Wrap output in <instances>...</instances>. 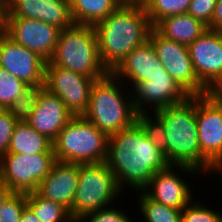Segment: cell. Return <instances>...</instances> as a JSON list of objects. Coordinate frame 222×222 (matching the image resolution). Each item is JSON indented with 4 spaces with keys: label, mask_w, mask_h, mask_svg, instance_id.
I'll return each instance as SVG.
<instances>
[{
    "label": "cell",
    "mask_w": 222,
    "mask_h": 222,
    "mask_svg": "<svg viewBox=\"0 0 222 222\" xmlns=\"http://www.w3.org/2000/svg\"><path fill=\"white\" fill-rule=\"evenodd\" d=\"M107 166L119 187L143 191L152 177L170 164L136 122L131 127L108 136Z\"/></svg>",
    "instance_id": "cell-1"
},
{
    "label": "cell",
    "mask_w": 222,
    "mask_h": 222,
    "mask_svg": "<svg viewBox=\"0 0 222 222\" xmlns=\"http://www.w3.org/2000/svg\"><path fill=\"white\" fill-rule=\"evenodd\" d=\"M101 62L113 72L124 58L148 40L152 28L144 7L119 6L94 26Z\"/></svg>",
    "instance_id": "cell-2"
},
{
    "label": "cell",
    "mask_w": 222,
    "mask_h": 222,
    "mask_svg": "<svg viewBox=\"0 0 222 222\" xmlns=\"http://www.w3.org/2000/svg\"><path fill=\"white\" fill-rule=\"evenodd\" d=\"M151 112L163 122L169 164L189 166L203 172L209 161L202 155L199 147L196 96H189L183 102Z\"/></svg>",
    "instance_id": "cell-3"
},
{
    "label": "cell",
    "mask_w": 222,
    "mask_h": 222,
    "mask_svg": "<svg viewBox=\"0 0 222 222\" xmlns=\"http://www.w3.org/2000/svg\"><path fill=\"white\" fill-rule=\"evenodd\" d=\"M126 84L127 81L123 83L109 72L92 85L89 105L82 116L107 136L137 122L138 112L133 105L131 90L122 89Z\"/></svg>",
    "instance_id": "cell-4"
},
{
    "label": "cell",
    "mask_w": 222,
    "mask_h": 222,
    "mask_svg": "<svg viewBox=\"0 0 222 222\" xmlns=\"http://www.w3.org/2000/svg\"><path fill=\"white\" fill-rule=\"evenodd\" d=\"M46 63H52L92 79L109 72L103 66L93 26L73 23L60 31L54 52Z\"/></svg>",
    "instance_id": "cell-5"
},
{
    "label": "cell",
    "mask_w": 222,
    "mask_h": 222,
    "mask_svg": "<svg viewBox=\"0 0 222 222\" xmlns=\"http://www.w3.org/2000/svg\"><path fill=\"white\" fill-rule=\"evenodd\" d=\"M108 136L83 116H74L53 141L58 162L89 164L105 162Z\"/></svg>",
    "instance_id": "cell-6"
},
{
    "label": "cell",
    "mask_w": 222,
    "mask_h": 222,
    "mask_svg": "<svg viewBox=\"0 0 222 222\" xmlns=\"http://www.w3.org/2000/svg\"><path fill=\"white\" fill-rule=\"evenodd\" d=\"M121 192L124 191L106 162L79 164V183L71 207L72 220L78 222L85 214L113 205Z\"/></svg>",
    "instance_id": "cell-7"
},
{
    "label": "cell",
    "mask_w": 222,
    "mask_h": 222,
    "mask_svg": "<svg viewBox=\"0 0 222 222\" xmlns=\"http://www.w3.org/2000/svg\"><path fill=\"white\" fill-rule=\"evenodd\" d=\"M56 162L54 153H6L0 157V181L13 193L35 192Z\"/></svg>",
    "instance_id": "cell-8"
},
{
    "label": "cell",
    "mask_w": 222,
    "mask_h": 222,
    "mask_svg": "<svg viewBox=\"0 0 222 222\" xmlns=\"http://www.w3.org/2000/svg\"><path fill=\"white\" fill-rule=\"evenodd\" d=\"M148 39L166 71L189 96L205 95L206 88L194 72L186 45L165 38L154 27L150 29Z\"/></svg>",
    "instance_id": "cell-9"
},
{
    "label": "cell",
    "mask_w": 222,
    "mask_h": 222,
    "mask_svg": "<svg viewBox=\"0 0 222 222\" xmlns=\"http://www.w3.org/2000/svg\"><path fill=\"white\" fill-rule=\"evenodd\" d=\"M95 81L72 70L46 63L44 88L57 95L73 116H82L86 112Z\"/></svg>",
    "instance_id": "cell-10"
},
{
    "label": "cell",
    "mask_w": 222,
    "mask_h": 222,
    "mask_svg": "<svg viewBox=\"0 0 222 222\" xmlns=\"http://www.w3.org/2000/svg\"><path fill=\"white\" fill-rule=\"evenodd\" d=\"M61 29L32 18L6 17V34L46 61L51 58Z\"/></svg>",
    "instance_id": "cell-11"
},
{
    "label": "cell",
    "mask_w": 222,
    "mask_h": 222,
    "mask_svg": "<svg viewBox=\"0 0 222 222\" xmlns=\"http://www.w3.org/2000/svg\"><path fill=\"white\" fill-rule=\"evenodd\" d=\"M179 167V168H177ZM176 171H175V169ZM178 169L183 173L196 177L200 174L198 170L184 165H169L166 169L156 172L143 192L152 200L175 208L183 209L191 200L193 193L191 187L183 180L178 173ZM183 170V171H182Z\"/></svg>",
    "instance_id": "cell-12"
},
{
    "label": "cell",
    "mask_w": 222,
    "mask_h": 222,
    "mask_svg": "<svg viewBox=\"0 0 222 222\" xmlns=\"http://www.w3.org/2000/svg\"><path fill=\"white\" fill-rule=\"evenodd\" d=\"M46 60L19 45L7 34L0 39V67L27 85H44Z\"/></svg>",
    "instance_id": "cell-13"
},
{
    "label": "cell",
    "mask_w": 222,
    "mask_h": 222,
    "mask_svg": "<svg viewBox=\"0 0 222 222\" xmlns=\"http://www.w3.org/2000/svg\"><path fill=\"white\" fill-rule=\"evenodd\" d=\"M132 91V101L137 112L150 111L149 108L156 111L183 102L189 97L167 71L165 75H157L151 77V80L135 83Z\"/></svg>",
    "instance_id": "cell-14"
},
{
    "label": "cell",
    "mask_w": 222,
    "mask_h": 222,
    "mask_svg": "<svg viewBox=\"0 0 222 222\" xmlns=\"http://www.w3.org/2000/svg\"><path fill=\"white\" fill-rule=\"evenodd\" d=\"M187 48L194 72L205 88L222 77V31L207 29Z\"/></svg>",
    "instance_id": "cell-15"
},
{
    "label": "cell",
    "mask_w": 222,
    "mask_h": 222,
    "mask_svg": "<svg viewBox=\"0 0 222 222\" xmlns=\"http://www.w3.org/2000/svg\"><path fill=\"white\" fill-rule=\"evenodd\" d=\"M195 115L202 155L208 161L222 156V109L200 95L196 96Z\"/></svg>",
    "instance_id": "cell-16"
},
{
    "label": "cell",
    "mask_w": 222,
    "mask_h": 222,
    "mask_svg": "<svg viewBox=\"0 0 222 222\" xmlns=\"http://www.w3.org/2000/svg\"><path fill=\"white\" fill-rule=\"evenodd\" d=\"M73 117L63 101L42 86L34 112L26 122L53 142Z\"/></svg>",
    "instance_id": "cell-17"
},
{
    "label": "cell",
    "mask_w": 222,
    "mask_h": 222,
    "mask_svg": "<svg viewBox=\"0 0 222 222\" xmlns=\"http://www.w3.org/2000/svg\"><path fill=\"white\" fill-rule=\"evenodd\" d=\"M79 183V164L56 162L39 183L36 192L65 207L71 217V207Z\"/></svg>",
    "instance_id": "cell-18"
},
{
    "label": "cell",
    "mask_w": 222,
    "mask_h": 222,
    "mask_svg": "<svg viewBox=\"0 0 222 222\" xmlns=\"http://www.w3.org/2000/svg\"><path fill=\"white\" fill-rule=\"evenodd\" d=\"M165 72V67L148 39L127 55L112 73L123 83L125 80L130 82L129 86L131 84L132 87L135 83L151 80V77L165 75Z\"/></svg>",
    "instance_id": "cell-19"
},
{
    "label": "cell",
    "mask_w": 222,
    "mask_h": 222,
    "mask_svg": "<svg viewBox=\"0 0 222 222\" xmlns=\"http://www.w3.org/2000/svg\"><path fill=\"white\" fill-rule=\"evenodd\" d=\"M154 28L165 38L186 46L208 29L205 24L188 13L165 17Z\"/></svg>",
    "instance_id": "cell-20"
},
{
    "label": "cell",
    "mask_w": 222,
    "mask_h": 222,
    "mask_svg": "<svg viewBox=\"0 0 222 222\" xmlns=\"http://www.w3.org/2000/svg\"><path fill=\"white\" fill-rule=\"evenodd\" d=\"M8 153H54L53 142L33 129L26 121H18L12 133Z\"/></svg>",
    "instance_id": "cell-21"
},
{
    "label": "cell",
    "mask_w": 222,
    "mask_h": 222,
    "mask_svg": "<svg viewBox=\"0 0 222 222\" xmlns=\"http://www.w3.org/2000/svg\"><path fill=\"white\" fill-rule=\"evenodd\" d=\"M119 6L116 0H70V13L74 23L94 26Z\"/></svg>",
    "instance_id": "cell-22"
},
{
    "label": "cell",
    "mask_w": 222,
    "mask_h": 222,
    "mask_svg": "<svg viewBox=\"0 0 222 222\" xmlns=\"http://www.w3.org/2000/svg\"><path fill=\"white\" fill-rule=\"evenodd\" d=\"M27 206L40 222H74L61 204L40 196L36 191L26 194Z\"/></svg>",
    "instance_id": "cell-23"
},
{
    "label": "cell",
    "mask_w": 222,
    "mask_h": 222,
    "mask_svg": "<svg viewBox=\"0 0 222 222\" xmlns=\"http://www.w3.org/2000/svg\"><path fill=\"white\" fill-rule=\"evenodd\" d=\"M138 193L140 213L144 222H182V209H175L150 199L143 191Z\"/></svg>",
    "instance_id": "cell-24"
},
{
    "label": "cell",
    "mask_w": 222,
    "mask_h": 222,
    "mask_svg": "<svg viewBox=\"0 0 222 222\" xmlns=\"http://www.w3.org/2000/svg\"><path fill=\"white\" fill-rule=\"evenodd\" d=\"M192 0H146L143 6L149 22L154 27L165 17L185 14Z\"/></svg>",
    "instance_id": "cell-25"
},
{
    "label": "cell",
    "mask_w": 222,
    "mask_h": 222,
    "mask_svg": "<svg viewBox=\"0 0 222 222\" xmlns=\"http://www.w3.org/2000/svg\"><path fill=\"white\" fill-rule=\"evenodd\" d=\"M40 21L61 30L71 26L74 22L70 13V0H41Z\"/></svg>",
    "instance_id": "cell-26"
},
{
    "label": "cell",
    "mask_w": 222,
    "mask_h": 222,
    "mask_svg": "<svg viewBox=\"0 0 222 222\" xmlns=\"http://www.w3.org/2000/svg\"><path fill=\"white\" fill-rule=\"evenodd\" d=\"M137 123L155 147L164 153L167 160V138L162 120L154 113L151 117L148 111L137 113Z\"/></svg>",
    "instance_id": "cell-27"
},
{
    "label": "cell",
    "mask_w": 222,
    "mask_h": 222,
    "mask_svg": "<svg viewBox=\"0 0 222 222\" xmlns=\"http://www.w3.org/2000/svg\"><path fill=\"white\" fill-rule=\"evenodd\" d=\"M44 85H27L22 94L13 101L8 111L17 121H27L34 112L40 95V89Z\"/></svg>",
    "instance_id": "cell-28"
},
{
    "label": "cell",
    "mask_w": 222,
    "mask_h": 222,
    "mask_svg": "<svg viewBox=\"0 0 222 222\" xmlns=\"http://www.w3.org/2000/svg\"><path fill=\"white\" fill-rule=\"evenodd\" d=\"M27 84L0 67V107L8 110L26 88Z\"/></svg>",
    "instance_id": "cell-29"
},
{
    "label": "cell",
    "mask_w": 222,
    "mask_h": 222,
    "mask_svg": "<svg viewBox=\"0 0 222 222\" xmlns=\"http://www.w3.org/2000/svg\"><path fill=\"white\" fill-rule=\"evenodd\" d=\"M196 202L191 200L182 209V222H222V213L205 207L198 200Z\"/></svg>",
    "instance_id": "cell-30"
},
{
    "label": "cell",
    "mask_w": 222,
    "mask_h": 222,
    "mask_svg": "<svg viewBox=\"0 0 222 222\" xmlns=\"http://www.w3.org/2000/svg\"><path fill=\"white\" fill-rule=\"evenodd\" d=\"M6 17L32 18L40 21L41 0H4Z\"/></svg>",
    "instance_id": "cell-31"
},
{
    "label": "cell",
    "mask_w": 222,
    "mask_h": 222,
    "mask_svg": "<svg viewBox=\"0 0 222 222\" xmlns=\"http://www.w3.org/2000/svg\"><path fill=\"white\" fill-rule=\"evenodd\" d=\"M26 206V194L13 193L0 211V222H20L21 214Z\"/></svg>",
    "instance_id": "cell-32"
},
{
    "label": "cell",
    "mask_w": 222,
    "mask_h": 222,
    "mask_svg": "<svg viewBox=\"0 0 222 222\" xmlns=\"http://www.w3.org/2000/svg\"><path fill=\"white\" fill-rule=\"evenodd\" d=\"M131 217L120 208L111 206L85 214L78 222H132Z\"/></svg>",
    "instance_id": "cell-33"
},
{
    "label": "cell",
    "mask_w": 222,
    "mask_h": 222,
    "mask_svg": "<svg viewBox=\"0 0 222 222\" xmlns=\"http://www.w3.org/2000/svg\"><path fill=\"white\" fill-rule=\"evenodd\" d=\"M17 122L8 110L0 112V157L8 153L12 133Z\"/></svg>",
    "instance_id": "cell-34"
},
{
    "label": "cell",
    "mask_w": 222,
    "mask_h": 222,
    "mask_svg": "<svg viewBox=\"0 0 222 222\" xmlns=\"http://www.w3.org/2000/svg\"><path fill=\"white\" fill-rule=\"evenodd\" d=\"M216 2L217 0H192L187 13L209 27Z\"/></svg>",
    "instance_id": "cell-35"
},
{
    "label": "cell",
    "mask_w": 222,
    "mask_h": 222,
    "mask_svg": "<svg viewBox=\"0 0 222 222\" xmlns=\"http://www.w3.org/2000/svg\"><path fill=\"white\" fill-rule=\"evenodd\" d=\"M205 96L222 109V77L206 88Z\"/></svg>",
    "instance_id": "cell-36"
},
{
    "label": "cell",
    "mask_w": 222,
    "mask_h": 222,
    "mask_svg": "<svg viewBox=\"0 0 222 222\" xmlns=\"http://www.w3.org/2000/svg\"><path fill=\"white\" fill-rule=\"evenodd\" d=\"M208 29L222 31V0H217Z\"/></svg>",
    "instance_id": "cell-37"
},
{
    "label": "cell",
    "mask_w": 222,
    "mask_h": 222,
    "mask_svg": "<svg viewBox=\"0 0 222 222\" xmlns=\"http://www.w3.org/2000/svg\"><path fill=\"white\" fill-rule=\"evenodd\" d=\"M215 172L216 174H219L218 176L221 177V182H222V156L219 157H215L213 159H211L208 162L207 167L205 168V170L203 171L204 174H208L209 172Z\"/></svg>",
    "instance_id": "cell-38"
},
{
    "label": "cell",
    "mask_w": 222,
    "mask_h": 222,
    "mask_svg": "<svg viewBox=\"0 0 222 222\" xmlns=\"http://www.w3.org/2000/svg\"><path fill=\"white\" fill-rule=\"evenodd\" d=\"M6 34V6L5 1L0 0V39Z\"/></svg>",
    "instance_id": "cell-39"
},
{
    "label": "cell",
    "mask_w": 222,
    "mask_h": 222,
    "mask_svg": "<svg viewBox=\"0 0 222 222\" xmlns=\"http://www.w3.org/2000/svg\"><path fill=\"white\" fill-rule=\"evenodd\" d=\"M13 194L11 189L6 187L1 181H0V211L5 203V201Z\"/></svg>",
    "instance_id": "cell-40"
},
{
    "label": "cell",
    "mask_w": 222,
    "mask_h": 222,
    "mask_svg": "<svg viewBox=\"0 0 222 222\" xmlns=\"http://www.w3.org/2000/svg\"><path fill=\"white\" fill-rule=\"evenodd\" d=\"M20 222H40L32 210L26 206L21 214Z\"/></svg>",
    "instance_id": "cell-41"
},
{
    "label": "cell",
    "mask_w": 222,
    "mask_h": 222,
    "mask_svg": "<svg viewBox=\"0 0 222 222\" xmlns=\"http://www.w3.org/2000/svg\"><path fill=\"white\" fill-rule=\"evenodd\" d=\"M120 6H140L143 7L146 0H116Z\"/></svg>",
    "instance_id": "cell-42"
}]
</instances>
